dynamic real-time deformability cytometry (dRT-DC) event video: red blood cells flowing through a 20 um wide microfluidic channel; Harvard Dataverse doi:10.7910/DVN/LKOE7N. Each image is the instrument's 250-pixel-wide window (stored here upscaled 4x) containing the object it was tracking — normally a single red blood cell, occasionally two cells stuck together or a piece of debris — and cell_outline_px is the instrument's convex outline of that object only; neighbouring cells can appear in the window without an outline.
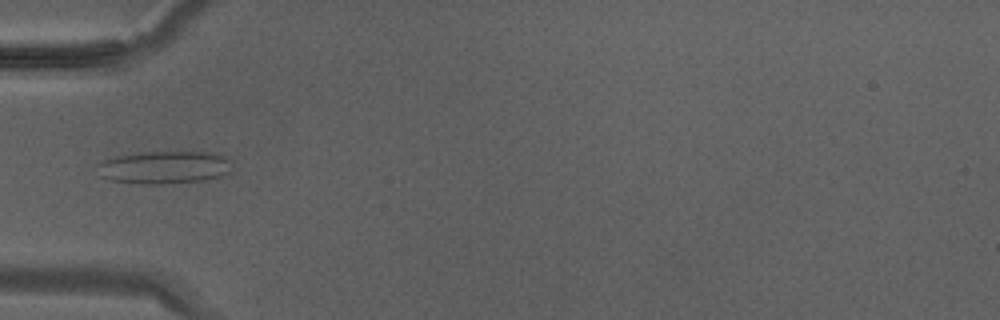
{"species": "Egyptian fruit bat (a non-hibernating species)", "species_latin": "Rousettus aegyptiacus", "temperature_condition": "warm", "stored_images_in_passage": 28, "camera_frame_rate_fps": 3000, "um_per_image_px": 0.085, "animal": {"sex": "male"}, "frame": {"image": 1, "passage_image": 5, "time_ms": 1.333, "image_size_px": [1000, 320], "cell_outline_px": [[232, 172], [220, 176], [204, 180], [156, 184], [140, 184], [112, 180], [100, 176], [96, 164], [112, 156], [144, 152], [212, 152], [224, 156], [228, 160]], "centroid_in_image_um": [13.93, 14.22], "position_along_channel_um": 71.1, "area_um2": 25.72}}
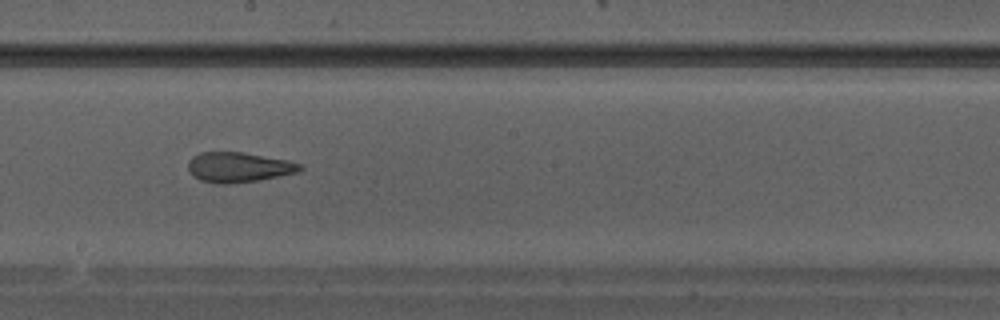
{"frame": {"image": 2, "passage_image": 13, "time_ms": 4.0, "image_size_px": [1000, 320], "cell_outline_px": [[304, 168], [300, 172], [256, 180], [224, 184], [220, 184], [200, 180], [188, 168], [188, 160], [192, 156], [200, 152], [240, 152], [288, 160], [300, 164]], "centroid_in_image_um": [20.29, 14.2], "position_along_channel_um": 227.9, "area_um2": 19.31}}